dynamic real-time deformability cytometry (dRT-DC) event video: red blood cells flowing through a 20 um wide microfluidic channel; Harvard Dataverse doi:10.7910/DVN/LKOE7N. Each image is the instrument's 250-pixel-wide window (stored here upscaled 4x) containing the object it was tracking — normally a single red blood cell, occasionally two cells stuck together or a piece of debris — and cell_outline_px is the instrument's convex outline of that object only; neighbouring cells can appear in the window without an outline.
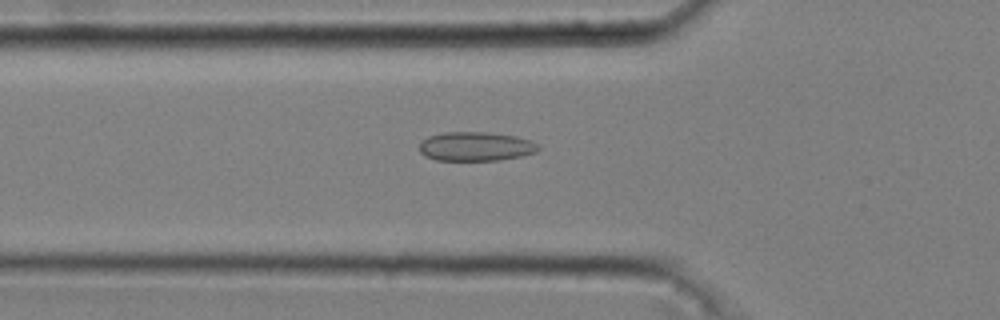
{"species": "common noctule bat (a hibernating species)", "species_latin": "Nyctalus noctula", "temperature_condition": "cold", "stored_images_in_passage": 38, "camera_frame_rate_fps": 3000, "um_per_image_px": 0.085, "animal": {"sex": "male", "body_mass_g": 20.4}, "frame": {"image": 1, "passage_image": 6, "time_ms": 1.667, "image_size_px": [1000, 320], "cell_outline_px": [[540, 148], [536, 152], [520, 156], [500, 160], [436, 160], [424, 156], [420, 152], [420, 140], [428, 136], [444, 132], [484, 132], [516, 136], [528, 140], [536, 144]], "centroid_in_image_um": [40.38, 12.45], "position_along_channel_um": 85.4, "area_um2": 20.11}}
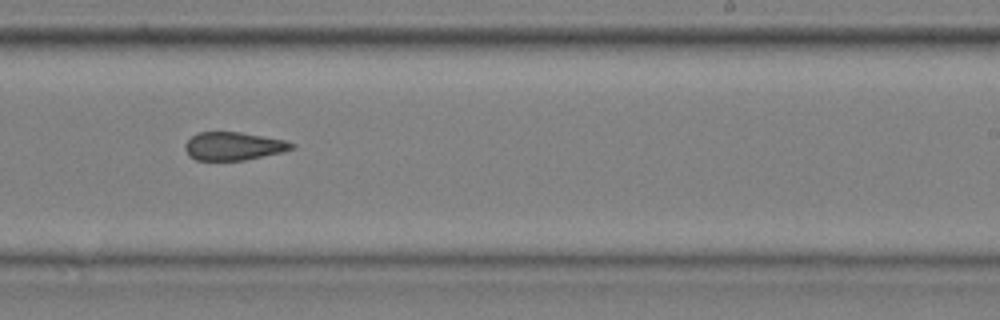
{"frame": {"image": 2, "passage_image": 21, "time_ms": 6.667, "image_size_px": [1000, 320], "cell_outline_px": [[296, 148], [284, 152], [244, 160], [196, 160], [188, 156], [184, 148], [184, 144], [192, 136], [200, 132], [240, 132], [284, 140], [296, 144]], "centroid_in_image_um": [19.86, 12.43], "position_along_channel_um": 269.1, "area_um2": 17.57}}
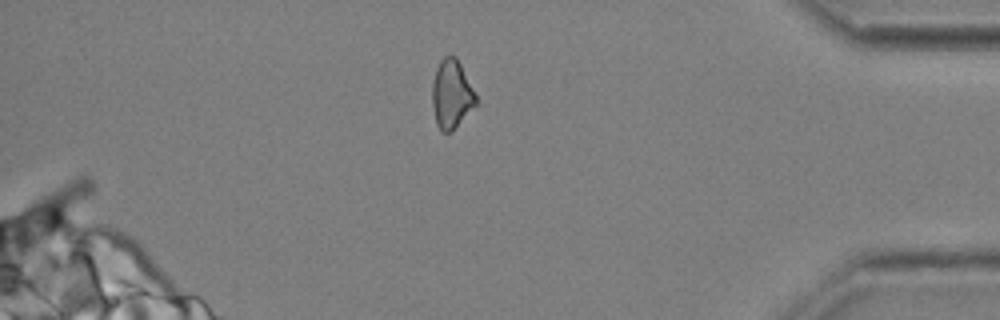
{"frame": {"image": 3, "passage_image": 34, "time_ms": 11.0, "image_size_px": [1000, 320], "cell_outline_px": [[476, 104], [452, 132], [440, 132], [436, 124], [432, 104], [432, 84], [436, 68], [440, 60], [444, 56], [456, 56], [476, 96]], "centroid_in_image_um": [38.35, 8.03], "position_along_channel_um": 396.9, "area_um2": 17.34}}